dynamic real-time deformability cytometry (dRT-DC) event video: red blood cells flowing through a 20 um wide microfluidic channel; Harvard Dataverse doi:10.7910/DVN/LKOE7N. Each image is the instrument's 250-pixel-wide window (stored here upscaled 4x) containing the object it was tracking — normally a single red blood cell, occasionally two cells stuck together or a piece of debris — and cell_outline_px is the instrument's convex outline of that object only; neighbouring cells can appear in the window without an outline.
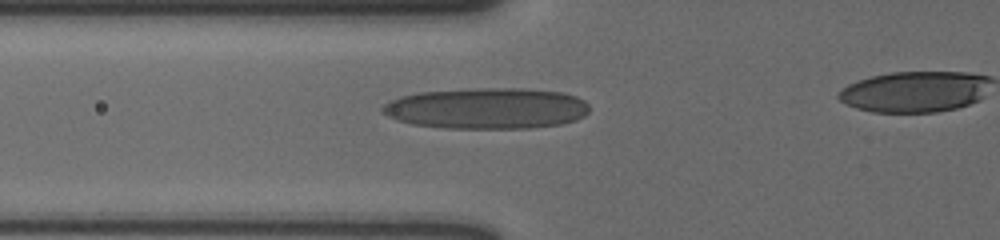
{"species": "human", "species_latin": "Homo sapiens", "temperature_condition": "cold", "stored_images_in_passage": 3, "segment_of_instrument_passage": [1, 2], "camera_frame_rate_fps": 3000, "um_per_image_px": 0.085, "donor": {"sex": "male"}, "frame": {"image": 1, "passage_image": 2, "time_ms": 0.333, "image_size_px": [1000, 240], "cell_outline_px": [[588, 112], [584, 116], [576, 120], [560, 124], [528, 128], [444, 128], [412, 124], [396, 120], [388, 116], [380, 108], [388, 100], [420, 92], [468, 88], [524, 88], [564, 92], [576, 96], [584, 100], [588, 104]], "centroid_in_image_um": [41.38, 9.2], "position_along_channel_um": 84.4, "area_um2": 49.77}}